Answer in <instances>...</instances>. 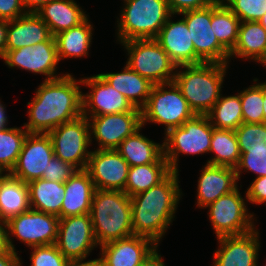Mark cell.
Listing matches in <instances>:
<instances>
[{"label":"cell","mask_w":266,"mask_h":266,"mask_svg":"<svg viewBox=\"0 0 266 266\" xmlns=\"http://www.w3.org/2000/svg\"><path fill=\"white\" fill-rule=\"evenodd\" d=\"M143 126L125 138L116 151L128 165L139 166L149 163H168L163 155V144L156 143L140 133Z\"/></svg>","instance_id":"cell-27"},{"label":"cell","mask_w":266,"mask_h":266,"mask_svg":"<svg viewBox=\"0 0 266 266\" xmlns=\"http://www.w3.org/2000/svg\"><path fill=\"white\" fill-rule=\"evenodd\" d=\"M27 186L32 209L61 218L65 182L48 181L40 178L27 183Z\"/></svg>","instance_id":"cell-31"},{"label":"cell","mask_w":266,"mask_h":266,"mask_svg":"<svg viewBox=\"0 0 266 266\" xmlns=\"http://www.w3.org/2000/svg\"><path fill=\"white\" fill-rule=\"evenodd\" d=\"M263 109H264V123H266V81L263 82Z\"/></svg>","instance_id":"cell-53"},{"label":"cell","mask_w":266,"mask_h":266,"mask_svg":"<svg viewBox=\"0 0 266 266\" xmlns=\"http://www.w3.org/2000/svg\"><path fill=\"white\" fill-rule=\"evenodd\" d=\"M237 187L232 192L219 197L209 204L208 216L215 231L216 238L222 236L241 235L256 228L253 213L248 212V206Z\"/></svg>","instance_id":"cell-9"},{"label":"cell","mask_w":266,"mask_h":266,"mask_svg":"<svg viewBox=\"0 0 266 266\" xmlns=\"http://www.w3.org/2000/svg\"><path fill=\"white\" fill-rule=\"evenodd\" d=\"M246 202L262 205L266 203V176L258 177L247 188Z\"/></svg>","instance_id":"cell-43"},{"label":"cell","mask_w":266,"mask_h":266,"mask_svg":"<svg viewBox=\"0 0 266 266\" xmlns=\"http://www.w3.org/2000/svg\"><path fill=\"white\" fill-rule=\"evenodd\" d=\"M77 80L67 72L63 77L43 81L28 102L29 133H48L63 123L82 116V91Z\"/></svg>","instance_id":"cell-1"},{"label":"cell","mask_w":266,"mask_h":266,"mask_svg":"<svg viewBox=\"0 0 266 266\" xmlns=\"http://www.w3.org/2000/svg\"><path fill=\"white\" fill-rule=\"evenodd\" d=\"M179 172L172 171L158 185L131 197L133 234L151 239L156 245L175 218L182 198Z\"/></svg>","instance_id":"cell-2"},{"label":"cell","mask_w":266,"mask_h":266,"mask_svg":"<svg viewBox=\"0 0 266 266\" xmlns=\"http://www.w3.org/2000/svg\"><path fill=\"white\" fill-rule=\"evenodd\" d=\"M2 59L8 68L17 67L46 76L44 81L57 79L67 74L57 73L59 59L54 36L48 41L33 46L7 51Z\"/></svg>","instance_id":"cell-13"},{"label":"cell","mask_w":266,"mask_h":266,"mask_svg":"<svg viewBox=\"0 0 266 266\" xmlns=\"http://www.w3.org/2000/svg\"><path fill=\"white\" fill-rule=\"evenodd\" d=\"M51 37L49 27L36 13H26L8 21L5 53L48 41Z\"/></svg>","instance_id":"cell-23"},{"label":"cell","mask_w":266,"mask_h":266,"mask_svg":"<svg viewBox=\"0 0 266 266\" xmlns=\"http://www.w3.org/2000/svg\"><path fill=\"white\" fill-rule=\"evenodd\" d=\"M90 127V143L97 141V149H116L128 136L142 127L141 112H123L99 116H85Z\"/></svg>","instance_id":"cell-15"},{"label":"cell","mask_w":266,"mask_h":266,"mask_svg":"<svg viewBox=\"0 0 266 266\" xmlns=\"http://www.w3.org/2000/svg\"><path fill=\"white\" fill-rule=\"evenodd\" d=\"M28 131L21 127L0 130V171L10 173L15 166Z\"/></svg>","instance_id":"cell-36"},{"label":"cell","mask_w":266,"mask_h":266,"mask_svg":"<svg viewBox=\"0 0 266 266\" xmlns=\"http://www.w3.org/2000/svg\"><path fill=\"white\" fill-rule=\"evenodd\" d=\"M211 25L219 43L230 53L238 39L240 19L222 2L212 4Z\"/></svg>","instance_id":"cell-34"},{"label":"cell","mask_w":266,"mask_h":266,"mask_svg":"<svg viewBox=\"0 0 266 266\" xmlns=\"http://www.w3.org/2000/svg\"><path fill=\"white\" fill-rule=\"evenodd\" d=\"M237 180H240L242 170L253 172L256 178L266 176V148L249 147L241 154L238 166L235 168Z\"/></svg>","instance_id":"cell-40"},{"label":"cell","mask_w":266,"mask_h":266,"mask_svg":"<svg viewBox=\"0 0 266 266\" xmlns=\"http://www.w3.org/2000/svg\"><path fill=\"white\" fill-rule=\"evenodd\" d=\"M198 178L195 203L202 209L238 187L236 170L231 167L205 164Z\"/></svg>","instance_id":"cell-22"},{"label":"cell","mask_w":266,"mask_h":266,"mask_svg":"<svg viewBox=\"0 0 266 266\" xmlns=\"http://www.w3.org/2000/svg\"><path fill=\"white\" fill-rule=\"evenodd\" d=\"M215 155L206 164L236 168L239 164L241 153L237 136L234 130H212L210 152Z\"/></svg>","instance_id":"cell-32"},{"label":"cell","mask_w":266,"mask_h":266,"mask_svg":"<svg viewBox=\"0 0 266 266\" xmlns=\"http://www.w3.org/2000/svg\"><path fill=\"white\" fill-rule=\"evenodd\" d=\"M87 17L78 26L55 35L59 61L64 58H83L88 56L93 39V24Z\"/></svg>","instance_id":"cell-30"},{"label":"cell","mask_w":266,"mask_h":266,"mask_svg":"<svg viewBox=\"0 0 266 266\" xmlns=\"http://www.w3.org/2000/svg\"><path fill=\"white\" fill-rule=\"evenodd\" d=\"M130 166L116 149L91 151L86 170L95 189L123 191Z\"/></svg>","instance_id":"cell-18"},{"label":"cell","mask_w":266,"mask_h":266,"mask_svg":"<svg viewBox=\"0 0 266 266\" xmlns=\"http://www.w3.org/2000/svg\"><path fill=\"white\" fill-rule=\"evenodd\" d=\"M66 266H100V265H99V260L97 258L88 261H84V259L69 260Z\"/></svg>","instance_id":"cell-51"},{"label":"cell","mask_w":266,"mask_h":266,"mask_svg":"<svg viewBox=\"0 0 266 266\" xmlns=\"http://www.w3.org/2000/svg\"><path fill=\"white\" fill-rule=\"evenodd\" d=\"M26 13L21 0H0V19L12 21Z\"/></svg>","instance_id":"cell-45"},{"label":"cell","mask_w":266,"mask_h":266,"mask_svg":"<svg viewBox=\"0 0 266 266\" xmlns=\"http://www.w3.org/2000/svg\"><path fill=\"white\" fill-rule=\"evenodd\" d=\"M131 215V197L125 192L95 189L90 216L99 247L134 235Z\"/></svg>","instance_id":"cell-4"},{"label":"cell","mask_w":266,"mask_h":266,"mask_svg":"<svg viewBox=\"0 0 266 266\" xmlns=\"http://www.w3.org/2000/svg\"><path fill=\"white\" fill-rule=\"evenodd\" d=\"M30 208L27 183L6 173L0 181V220L7 222Z\"/></svg>","instance_id":"cell-29"},{"label":"cell","mask_w":266,"mask_h":266,"mask_svg":"<svg viewBox=\"0 0 266 266\" xmlns=\"http://www.w3.org/2000/svg\"><path fill=\"white\" fill-rule=\"evenodd\" d=\"M99 75L115 90L124 95L129 103L137 109H142L149 96L152 84L148 79L125 65L119 73H99Z\"/></svg>","instance_id":"cell-25"},{"label":"cell","mask_w":266,"mask_h":266,"mask_svg":"<svg viewBox=\"0 0 266 266\" xmlns=\"http://www.w3.org/2000/svg\"><path fill=\"white\" fill-rule=\"evenodd\" d=\"M94 191L89 172L86 169L77 170L65 182L61 218L90 213Z\"/></svg>","instance_id":"cell-24"},{"label":"cell","mask_w":266,"mask_h":266,"mask_svg":"<svg viewBox=\"0 0 266 266\" xmlns=\"http://www.w3.org/2000/svg\"><path fill=\"white\" fill-rule=\"evenodd\" d=\"M6 224L8 245L12 251L16 252L12 236L30 248L56 243L59 228L58 216L30 208L10 218Z\"/></svg>","instance_id":"cell-11"},{"label":"cell","mask_w":266,"mask_h":266,"mask_svg":"<svg viewBox=\"0 0 266 266\" xmlns=\"http://www.w3.org/2000/svg\"><path fill=\"white\" fill-rule=\"evenodd\" d=\"M7 125H8V117L6 114V107L5 104H2L0 99V130L8 127Z\"/></svg>","instance_id":"cell-52"},{"label":"cell","mask_w":266,"mask_h":266,"mask_svg":"<svg viewBox=\"0 0 266 266\" xmlns=\"http://www.w3.org/2000/svg\"><path fill=\"white\" fill-rule=\"evenodd\" d=\"M8 21L0 19V58L5 55Z\"/></svg>","instance_id":"cell-49"},{"label":"cell","mask_w":266,"mask_h":266,"mask_svg":"<svg viewBox=\"0 0 266 266\" xmlns=\"http://www.w3.org/2000/svg\"><path fill=\"white\" fill-rule=\"evenodd\" d=\"M76 171L74 166L54 156L48 163L47 170H44L42 179L64 183Z\"/></svg>","instance_id":"cell-42"},{"label":"cell","mask_w":266,"mask_h":266,"mask_svg":"<svg viewBox=\"0 0 266 266\" xmlns=\"http://www.w3.org/2000/svg\"><path fill=\"white\" fill-rule=\"evenodd\" d=\"M259 63L262 64V66H264L266 68V54Z\"/></svg>","instance_id":"cell-55"},{"label":"cell","mask_w":266,"mask_h":266,"mask_svg":"<svg viewBox=\"0 0 266 266\" xmlns=\"http://www.w3.org/2000/svg\"><path fill=\"white\" fill-rule=\"evenodd\" d=\"M55 244L68 260H85L98 246L90 213L60 218Z\"/></svg>","instance_id":"cell-14"},{"label":"cell","mask_w":266,"mask_h":266,"mask_svg":"<svg viewBox=\"0 0 266 266\" xmlns=\"http://www.w3.org/2000/svg\"><path fill=\"white\" fill-rule=\"evenodd\" d=\"M228 66L200 63L177 67L173 82L196 115H206L219 100Z\"/></svg>","instance_id":"cell-3"},{"label":"cell","mask_w":266,"mask_h":266,"mask_svg":"<svg viewBox=\"0 0 266 266\" xmlns=\"http://www.w3.org/2000/svg\"><path fill=\"white\" fill-rule=\"evenodd\" d=\"M195 115L174 82L153 85L150 96L141 109L142 126L147 122L164 125L165 133L182 126Z\"/></svg>","instance_id":"cell-7"},{"label":"cell","mask_w":266,"mask_h":266,"mask_svg":"<svg viewBox=\"0 0 266 266\" xmlns=\"http://www.w3.org/2000/svg\"><path fill=\"white\" fill-rule=\"evenodd\" d=\"M54 156L48 133H28L17 162L9 174L25 183L40 179Z\"/></svg>","instance_id":"cell-17"},{"label":"cell","mask_w":266,"mask_h":266,"mask_svg":"<svg viewBox=\"0 0 266 266\" xmlns=\"http://www.w3.org/2000/svg\"><path fill=\"white\" fill-rule=\"evenodd\" d=\"M91 91L82 92V116H99L123 112H141L124 95L110 86L99 74L81 78Z\"/></svg>","instance_id":"cell-16"},{"label":"cell","mask_w":266,"mask_h":266,"mask_svg":"<svg viewBox=\"0 0 266 266\" xmlns=\"http://www.w3.org/2000/svg\"><path fill=\"white\" fill-rule=\"evenodd\" d=\"M36 14L49 27L52 36L78 26L88 17L75 0H51Z\"/></svg>","instance_id":"cell-26"},{"label":"cell","mask_w":266,"mask_h":266,"mask_svg":"<svg viewBox=\"0 0 266 266\" xmlns=\"http://www.w3.org/2000/svg\"><path fill=\"white\" fill-rule=\"evenodd\" d=\"M51 0H21L27 13H36Z\"/></svg>","instance_id":"cell-48"},{"label":"cell","mask_w":266,"mask_h":266,"mask_svg":"<svg viewBox=\"0 0 266 266\" xmlns=\"http://www.w3.org/2000/svg\"><path fill=\"white\" fill-rule=\"evenodd\" d=\"M206 115L214 128L235 131L243 123L240 94L230 96L221 94Z\"/></svg>","instance_id":"cell-35"},{"label":"cell","mask_w":266,"mask_h":266,"mask_svg":"<svg viewBox=\"0 0 266 266\" xmlns=\"http://www.w3.org/2000/svg\"><path fill=\"white\" fill-rule=\"evenodd\" d=\"M259 234L255 228L245 234L217 238L219 246L212 266H258Z\"/></svg>","instance_id":"cell-19"},{"label":"cell","mask_w":266,"mask_h":266,"mask_svg":"<svg viewBox=\"0 0 266 266\" xmlns=\"http://www.w3.org/2000/svg\"><path fill=\"white\" fill-rule=\"evenodd\" d=\"M187 24L196 53V64H229V52L216 38L211 25L212 4L202 9L179 13Z\"/></svg>","instance_id":"cell-12"},{"label":"cell","mask_w":266,"mask_h":266,"mask_svg":"<svg viewBox=\"0 0 266 266\" xmlns=\"http://www.w3.org/2000/svg\"><path fill=\"white\" fill-rule=\"evenodd\" d=\"M235 134L241 154L249 147L266 148V123H242Z\"/></svg>","instance_id":"cell-38"},{"label":"cell","mask_w":266,"mask_h":266,"mask_svg":"<svg viewBox=\"0 0 266 266\" xmlns=\"http://www.w3.org/2000/svg\"><path fill=\"white\" fill-rule=\"evenodd\" d=\"M48 135L52 141L54 155L74 166L77 170L86 169L91 151L90 127L87 117L57 126Z\"/></svg>","instance_id":"cell-10"},{"label":"cell","mask_w":266,"mask_h":266,"mask_svg":"<svg viewBox=\"0 0 266 266\" xmlns=\"http://www.w3.org/2000/svg\"><path fill=\"white\" fill-rule=\"evenodd\" d=\"M262 27L266 30V13L261 17V19L258 21Z\"/></svg>","instance_id":"cell-54"},{"label":"cell","mask_w":266,"mask_h":266,"mask_svg":"<svg viewBox=\"0 0 266 266\" xmlns=\"http://www.w3.org/2000/svg\"><path fill=\"white\" fill-rule=\"evenodd\" d=\"M5 174H6V173L0 171V181H1L2 177H3Z\"/></svg>","instance_id":"cell-56"},{"label":"cell","mask_w":266,"mask_h":266,"mask_svg":"<svg viewBox=\"0 0 266 266\" xmlns=\"http://www.w3.org/2000/svg\"><path fill=\"white\" fill-rule=\"evenodd\" d=\"M168 163H149L129 168L124 192L130 197L158 185L170 173Z\"/></svg>","instance_id":"cell-33"},{"label":"cell","mask_w":266,"mask_h":266,"mask_svg":"<svg viewBox=\"0 0 266 266\" xmlns=\"http://www.w3.org/2000/svg\"><path fill=\"white\" fill-rule=\"evenodd\" d=\"M158 246L138 266H165Z\"/></svg>","instance_id":"cell-47"},{"label":"cell","mask_w":266,"mask_h":266,"mask_svg":"<svg viewBox=\"0 0 266 266\" xmlns=\"http://www.w3.org/2000/svg\"><path fill=\"white\" fill-rule=\"evenodd\" d=\"M243 123H264L263 83H256L239 92Z\"/></svg>","instance_id":"cell-37"},{"label":"cell","mask_w":266,"mask_h":266,"mask_svg":"<svg viewBox=\"0 0 266 266\" xmlns=\"http://www.w3.org/2000/svg\"><path fill=\"white\" fill-rule=\"evenodd\" d=\"M214 127L207 115H195L182 126L164 133L163 155L171 171L179 172V154L199 155L210 152Z\"/></svg>","instance_id":"cell-6"},{"label":"cell","mask_w":266,"mask_h":266,"mask_svg":"<svg viewBox=\"0 0 266 266\" xmlns=\"http://www.w3.org/2000/svg\"><path fill=\"white\" fill-rule=\"evenodd\" d=\"M7 224L6 221L0 220V253L9 250Z\"/></svg>","instance_id":"cell-50"},{"label":"cell","mask_w":266,"mask_h":266,"mask_svg":"<svg viewBox=\"0 0 266 266\" xmlns=\"http://www.w3.org/2000/svg\"><path fill=\"white\" fill-rule=\"evenodd\" d=\"M173 17L168 18L155 40L177 67L195 65L196 53L187 24L183 18L174 22Z\"/></svg>","instance_id":"cell-21"},{"label":"cell","mask_w":266,"mask_h":266,"mask_svg":"<svg viewBox=\"0 0 266 266\" xmlns=\"http://www.w3.org/2000/svg\"><path fill=\"white\" fill-rule=\"evenodd\" d=\"M31 266H66L69 261L56 244L31 247Z\"/></svg>","instance_id":"cell-41"},{"label":"cell","mask_w":266,"mask_h":266,"mask_svg":"<svg viewBox=\"0 0 266 266\" xmlns=\"http://www.w3.org/2000/svg\"><path fill=\"white\" fill-rule=\"evenodd\" d=\"M117 18V42L155 39L172 15L167 0L123 1Z\"/></svg>","instance_id":"cell-5"},{"label":"cell","mask_w":266,"mask_h":266,"mask_svg":"<svg viewBox=\"0 0 266 266\" xmlns=\"http://www.w3.org/2000/svg\"><path fill=\"white\" fill-rule=\"evenodd\" d=\"M240 22L259 21L266 13V0H222Z\"/></svg>","instance_id":"cell-39"},{"label":"cell","mask_w":266,"mask_h":266,"mask_svg":"<svg viewBox=\"0 0 266 266\" xmlns=\"http://www.w3.org/2000/svg\"><path fill=\"white\" fill-rule=\"evenodd\" d=\"M217 0H167L170 11L174 15L194 9H202L210 6Z\"/></svg>","instance_id":"cell-44"},{"label":"cell","mask_w":266,"mask_h":266,"mask_svg":"<svg viewBox=\"0 0 266 266\" xmlns=\"http://www.w3.org/2000/svg\"><path fill=\"white\" fill-rule=\"evenodd\" d=\"M22 260L18 256V252L11 249L0 253V266H22Z\"/></svg>","instance_id":"cell-46"},{"label":"cell","mask_w":266,"mask_h":266,"mask_svg":"<svg viewBox=\"0 0 266 266\" xmlns=\"http://www.w3.org/2000/svg\"><path fill=\"white\" fill-rule=\"evenodd\" d=\"M158 245L151 239L132 235L100 246V266H138Z\"/></svg>","instance_id":"cell-20"},{"label":"cell","mask_w":266,"mask_h":266,"mask_svg":"<svg viewBox=\"0 0 266 266\" xmlns=\"http://www.w3.org/2000/svg\"><path fill=\"white\" fill-rule=\"evenodd\" d=\"M127 51L126 65L152 84L173 82L177 66L155 39L120 43Z\"/></svg>","instance_id":"cell-8"},{"label":"cell","mask_w":266,"mask_h":266,"mask_svg":"<svg viewBox=\"0 0 266 266\" xmlns=\"http://www.w3.org/2000/svg\"><path fill=\"white\" fill-rule=\"evenodd\" d=\"M265 54L266 30L257 21L240 22L238 39L233 50L229 53V59L238 57L258 63Z\"/></svg>","instance_id":"cell-28"}]
</instances>
